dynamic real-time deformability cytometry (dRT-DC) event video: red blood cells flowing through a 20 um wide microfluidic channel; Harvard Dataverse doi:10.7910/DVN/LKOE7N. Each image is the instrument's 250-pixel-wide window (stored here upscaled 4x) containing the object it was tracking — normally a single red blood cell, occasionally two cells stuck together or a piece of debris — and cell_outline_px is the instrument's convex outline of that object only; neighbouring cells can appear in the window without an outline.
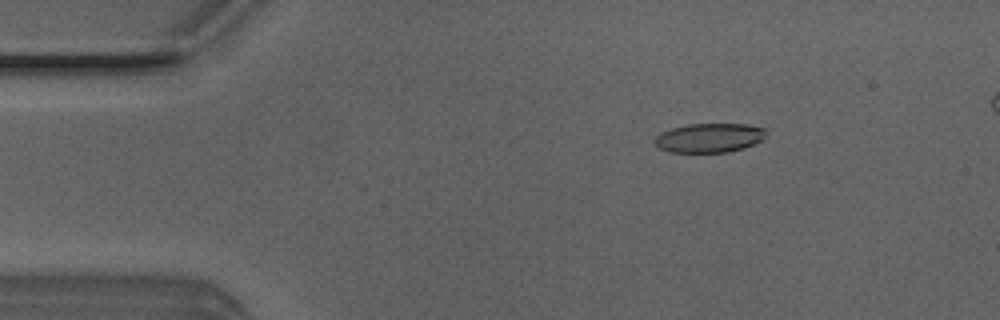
{"species": "Egyptian fruit bat (a non-hibernating species)", "species_latin": "Rousettus aegyptiacus", "temperature_condition": "room temperature", "stored_images_in_passage": 48, "camera_frame_rate_fps": 3000, "um_per_image_px": 0.085, "animal": {"sex": "male"}, "frame": {"image": 1, "passage_image": 8, "time_ms": 2.333, "image_size_px": [1000, 320], "cell_outline_px": [[764, 140], [744, 148], [728, 152], [668, 152], [660, 148], [652, 140], [656, 136], [672, 128], [688, 124], [748, 124], [764, 128]], "centroid_in_image_um": [60.3, 11.72], "position_along_channel_um": 24.7, "area_um2": 18.9}}
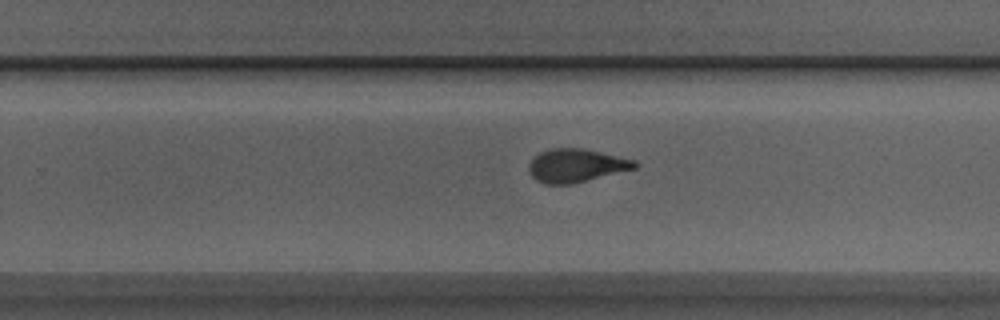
{"frame": {"image": 2, "passage_image": 32, "time_ms": 10.333, "image_size_px": [1000, 320], "cell_outline_px": [[640, 164], [636, 168], [572, 184], [544, 184], [536, 180], [528, 172], [528, 164], [540, 152], [552, 148], [580, 148], [600, 152], [636, 160]], "centroid_in_image_um": [48.97, 14.08], "position_along_channel_um": 280.8, "area_um2": 20.52}}
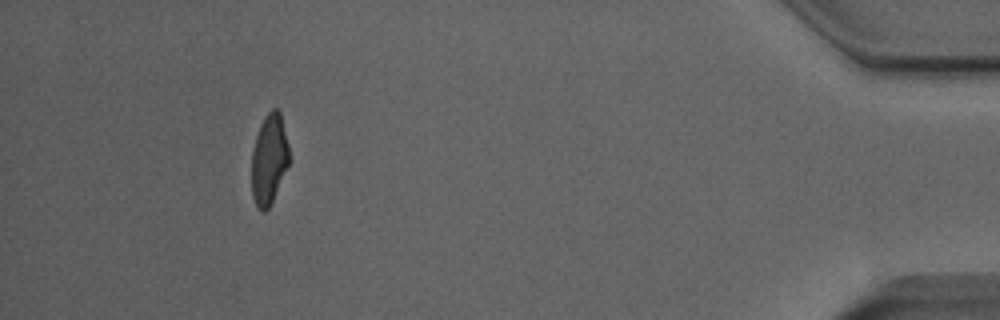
{"frame": {"image": 3, "passage_image": 47, "time_ms": 15.333, "image_size_px": [1000, 320], "cell_outline_px": [[288, 164], [272, 200], [268, 208], [264, 212], [260, 212], [252, 196], [252, 148], [260, 124], [264, 116], [272, 108], [276, 108], [280, 112], [288, 144]], "centroid_in_image_um": [22.85, 13.51], "position_along_channel_um": 412.4, "area_um2": 19.42}}